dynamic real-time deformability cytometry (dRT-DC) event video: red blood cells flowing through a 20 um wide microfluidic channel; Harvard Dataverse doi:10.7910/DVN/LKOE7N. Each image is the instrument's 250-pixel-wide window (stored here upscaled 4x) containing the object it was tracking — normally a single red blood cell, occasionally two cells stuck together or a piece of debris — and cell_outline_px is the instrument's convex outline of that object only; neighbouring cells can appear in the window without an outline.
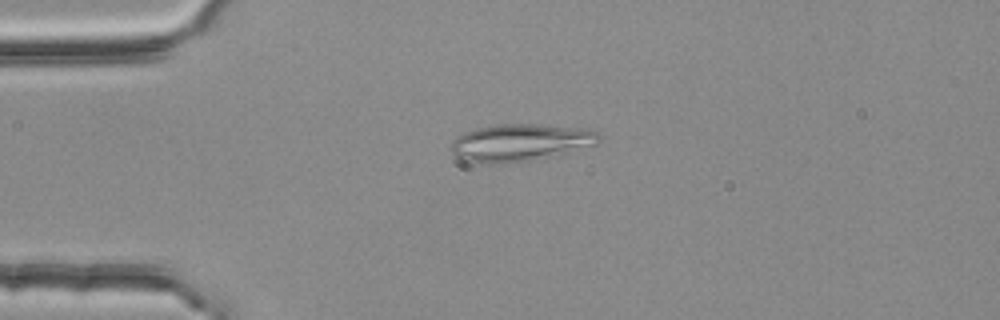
{"species": "common noctule bat (a hibernating species)", "species_latin": "Nyctalus noctula", "temperature_condition": "room temperature", "stored_images_in_passage": 4, "camera_frame_rate_fps": 3000, "um_per_image_px": 0.085, "animal": {"sex": "female", "body_mass_g": 25.1}, "frame": {"image": 1, "passage_image": 3, "time_ms": 0.667, "image_size_px": [1000, 320], "cell_outline_px": [[600, 140], [596, 144], [532, 160], [504, 164], [492, 164], [464, 160], [456, 156], [452, 152], [452, 140], [456, 136], [464, 132], [476, 128], [500, 124], [536, 124], [592, 128], [600, 136]], "centroid_in_image_um": [44.21, 12.1], "position_along_channel_um": 40.8, "area_um2": 32.02}}